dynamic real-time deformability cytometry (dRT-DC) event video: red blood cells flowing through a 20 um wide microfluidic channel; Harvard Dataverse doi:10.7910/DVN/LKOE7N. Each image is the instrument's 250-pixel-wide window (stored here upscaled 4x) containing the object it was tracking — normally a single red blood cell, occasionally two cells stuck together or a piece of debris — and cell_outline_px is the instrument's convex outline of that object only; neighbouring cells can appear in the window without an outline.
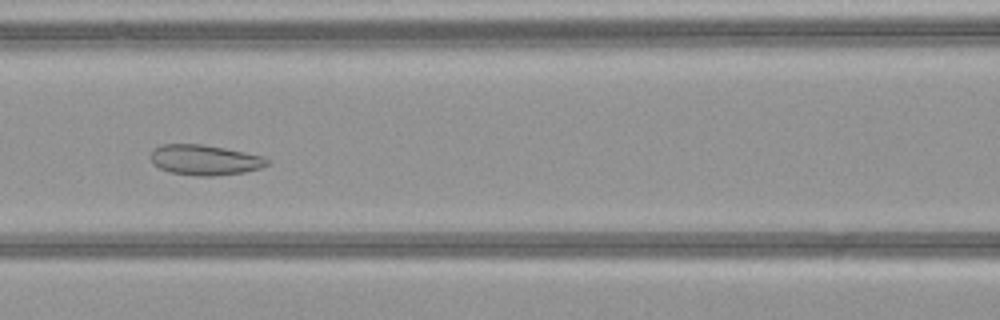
{"species": "common noctule bat (a hibernating species)", "species_latin": "Nyctalus noctula", "temperature_condition": "warm", "stored_images_in_passage": 50, "segment_of_instrument_passage": [1, 2], "camera_frame_rate_fps": 3000, "um_per_image_px": 0.085, "animal": {"sex": "female", "body_mass_g": 21.9}, "frame": {"image": 1, "passage_image": 21, "time_ms": 6.667, "image_size_px": [1000, 320], "cell_outline_px": [[272, 160], [268, 164], [260, 168], [244, 172], [212, 176], [196, 176], [168, 172], [152, 164], [148, 156], [160, 144], [204, 144], [264, 156]], "centroid_in_image_um": [17.39, 13.59], "position_along_channel_um": 149.2, "area_um2": 20.81}}
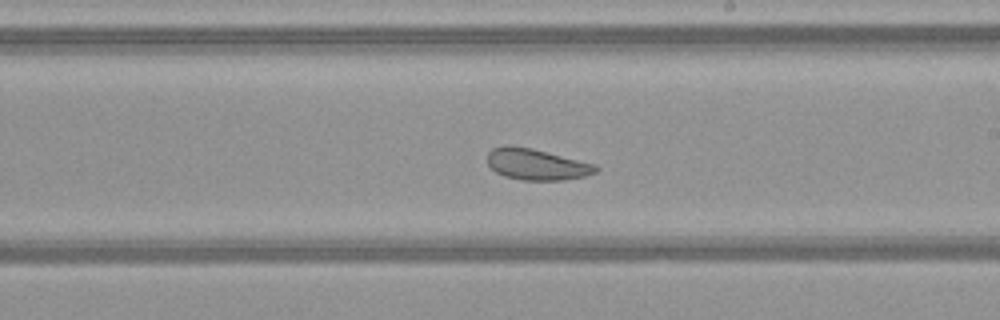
{"frame": {"image": 2, "passage_image": 28, "time_ms": 9.0, "image_size_px": [1000, 320], "cell_outline_px": [[600, 168], [596, 172], [584, 176], [564, 180], [524, 180], [504, 176], [496, 172], [488, 164], [488, 152], [492, 148], [504, 144], [508, 144], [532, 148], [596, 164]], "centroid_in_image_um": [45.6, 13.95], "position_along_channel_um": 243.4, "area_um2": 19.83}}
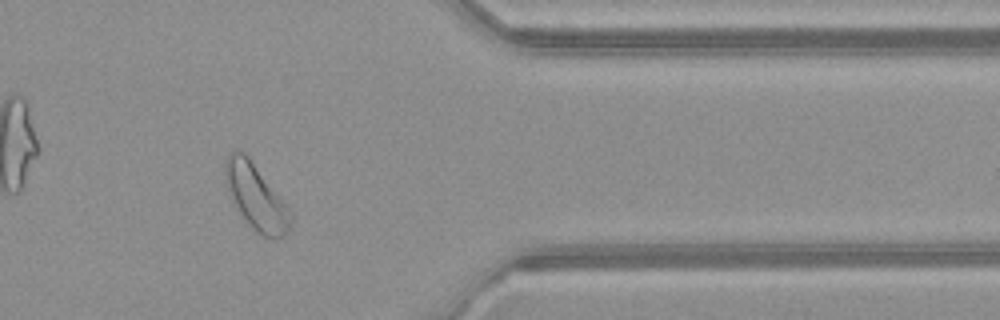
{"frame": {"image": 3, "passage_image": 40, "time_ms": 13.0, "image_size_px": [1000, 320], "cell_outline_px": [[292, 224], [288, 232], [284, 236], [264, 236], [252, 228], [240, 216], [228, 188], [224, 176], [224, 164], [228, 152], [236, 148], [240, 148], [248, 156], [292, 212]], "centroid_in_image_um": [21.74, 16.69], "position_along_channel_um": 389.7, "area_um2": 24.8}}